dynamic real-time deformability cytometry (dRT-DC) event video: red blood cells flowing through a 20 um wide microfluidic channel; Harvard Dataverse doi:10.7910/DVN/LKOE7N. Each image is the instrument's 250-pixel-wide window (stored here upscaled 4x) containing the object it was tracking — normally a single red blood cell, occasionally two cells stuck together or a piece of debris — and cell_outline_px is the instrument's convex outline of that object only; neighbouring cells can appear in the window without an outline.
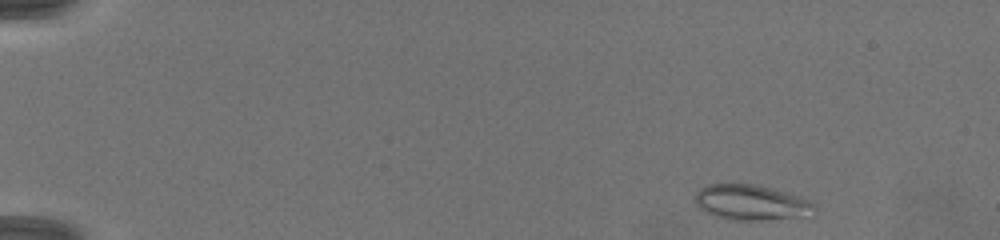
{"species": "common noctule bat (a hibernating species)", "species_latin": "Nyctalus noctula", "temperature_condition": "warm", "stored_images_in_passage": 36, "camera_frame_rate_fps": 3000, "um_per_image_px": 0.085, "animal": {"sex": "female", "body_mass_g": 19.5, "forearm_length_mm": 54.1}, "frame": {"image": 1, "passage_image": 3, "time_ms": 0.333, "image_size_px": [1000, 240], "cell_outline_px": [[816, 208], [804, 216], [760, 220], [732, 220], [716, 216], [704, 212], [696, 204], [696, 192], [700, 188], [708, 184], [756, 184], [772, 188], [808, 200]], "centroid_in_image_um": [63.78, 17.2], "position_along_channel_um": 21.2, "area_um2": 24.16}}
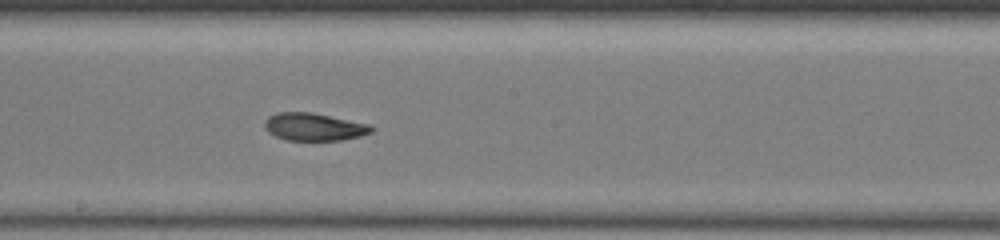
{"frame": {"image": 2, "passage_image": 29, "time_ms": 8.333, "image_size_px": [1000, 240], "cell_outline_px": [[376, 128], [372, 132], [360, 136], [340, 140], [284, 140], [268, 132], [264, 128], [264, 120], [268, 116], [276, 112], [312, 112], [368, 124]], "centroid_in_image_um": [26.66, 10.78], "position_along_channel_um": 221.5, "area_um2": 17.28}}
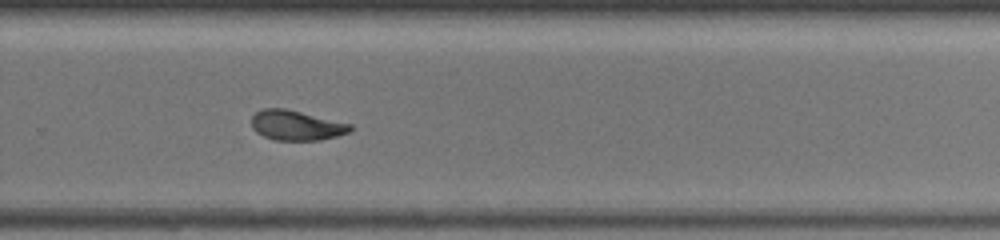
{"frame": {"image": 3, "passage_image": 34, "time_ms": 10.333, "image_size_px": [1000, 240], "cell_outline_px": [[352, 128], [348, 132], [336, 136], [320, 140], [272, 140], [256, 132], [252, 128], [252, 116], [256, 112], [264, 108], [284, 108], [352, 124]], "centroid_in_image_um": [25.16, 10.66], "position_along_channel_um": 304.6, "area_um2": 17.11}}